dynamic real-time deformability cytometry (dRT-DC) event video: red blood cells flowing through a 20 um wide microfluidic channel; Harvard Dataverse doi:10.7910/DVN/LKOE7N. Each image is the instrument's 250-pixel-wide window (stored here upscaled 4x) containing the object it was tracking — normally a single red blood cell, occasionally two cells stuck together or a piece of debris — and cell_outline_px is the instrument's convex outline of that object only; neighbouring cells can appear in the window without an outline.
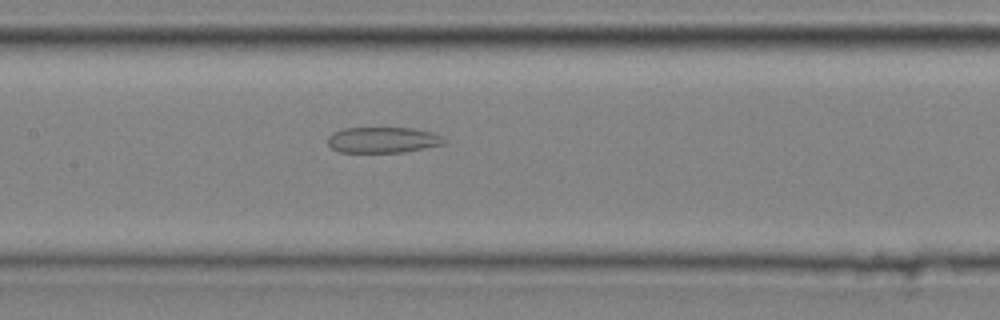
{"species": "common noctule bat (a hibernating species)", "species_latin": "Nyctalus noctula", "temperature_condition": "cold", "stored_images_in_passage": 44, "camera_frame_rate_fps": 3000, "um_per_image_px": 0.085, "animal": {"sex": "male", "body_mass_g": 20.4}, "frame": {"image": 1, "passage_image": 23, "time_ms": 7.333, "image_size_px": [1000, 320], "cell_outline_px": [[444, 144], [404, 152], [340, 152], [332, 148], [328, 144], [328, 136], [332, 132], [344, 128], [412, 128], [432, 132], [440, 136], [444, 140]], "centroid_in_image_um": [32.5, 11.89], "position_along_channel_um": 174.9, "area_um2": 17.4}}
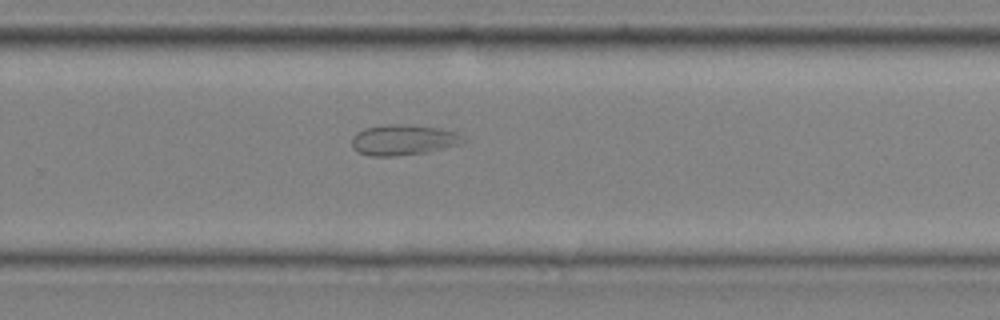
{"frame": {"image": 2, "passage_image": 32, "time_ms": 10.333, "image_size_px": [1000, 320], "cell_outline_px": [[468, 140], [464, 144], [428, 152], [392, 156], [372, 156], [356, 152], [352, 148], [352, 136], [356, 132], [364, 128], [388, 124], [396, 124], [436, 128], [456, 132]], "centroid_in_image_um": [34.28, 11.91], "position_along_channel_um": 295.5, "area_um2": 19.94}}
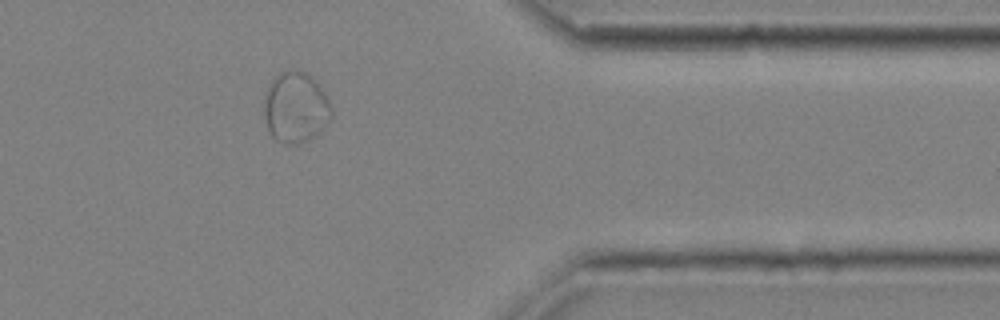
{"frame": {"image": 3, "passage_image": 40, "time_ms": 13.0, "image_size_px": [1000, 320], "cell_outline_px": [[332, 120], [316, 136], [308, 140], [296, 144], [284, 144], [276, 140], [268, 132], [264, 116], [264, 92], [268, 84], [280, 72], [288, 68], [292, 68], [304, 72], [312, 76], [316, 80], [324, 92], [332, 108]], "centroid_in_image_um": [25.12, 9.12], "position_along_channel_um": 386.3, "area_um2": 28.55}, "authors_computed_cell_mechanics": {"area_um2": 26.01, "velocity_mm_per_s": 4.0403, "shape_relaxation_time_tau1_ms": null, "shape_relaxation_time_tau2_ms": 5.0445, "deformation_change_tau1": null, "deformation_change_tau2": 0.0779}}